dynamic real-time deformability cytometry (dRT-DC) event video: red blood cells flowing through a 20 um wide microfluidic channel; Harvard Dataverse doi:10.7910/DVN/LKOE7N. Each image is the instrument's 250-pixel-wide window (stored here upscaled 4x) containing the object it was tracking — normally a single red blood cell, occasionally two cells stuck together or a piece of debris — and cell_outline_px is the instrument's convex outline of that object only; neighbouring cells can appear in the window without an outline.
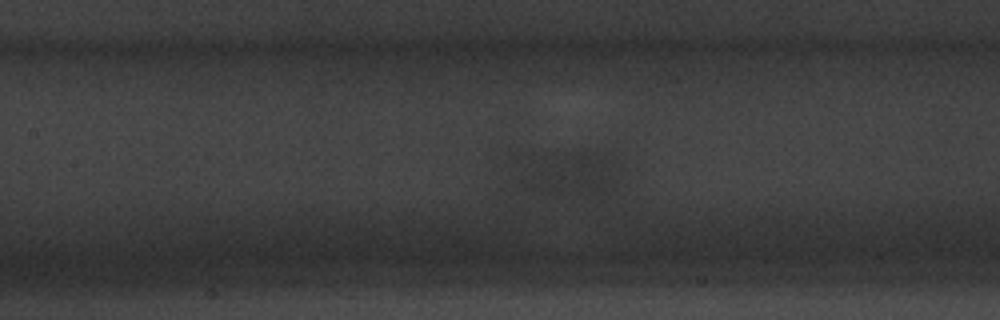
{"species": "common noctule bat (a hibernating species)", "species_latin": "Nyctalus noctula", "temperature_condition": "warm", "stored_images_in_passage": 23, "camera_frame_rate_fps": 3000, "um_per_image_px": 0.085, "animal": {"sex": "male", "body_mass_g": 20.1, "forearm_length_mm": 53.5}, "frame": {"image": 1, "passage_image": 7, "time_ms": 2.0, "image_size_px": [1000, 320], "cell_outline_px": [[624, 168], [612, 192], [592, 196], [552, 196], [536, 192], [512, 184], [508, 156], [516, 152], [584, 148], [612, 152], [616, 156]], "centroid_in_image_um": [48.11, 14.59], "position_along_channel_um": 159.3, "area_um2": 33.47}}
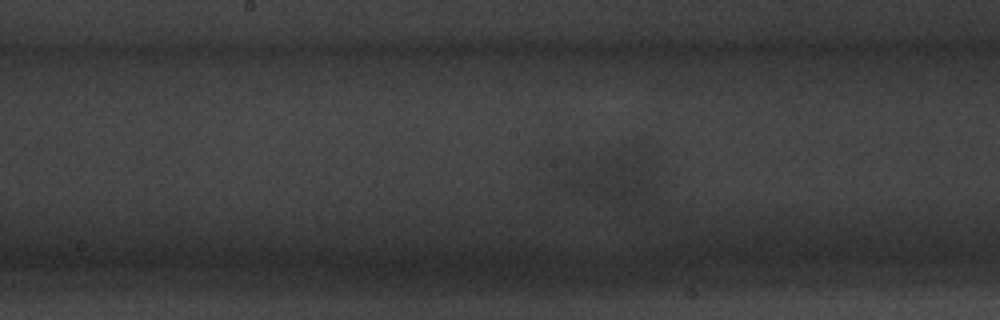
{"frame": {"image": 2, "passage_image": 10, "time_ms": 3.0, "image_size_px": [1000, 320], "cell_outline_px": [[660, 184], [628, 200], [616, 200], [572, 196], [548, 184], [576, 160], [624, 144], [640, 148]], "centroid_in_image_um": [51.71, 14.89], "position_along_channel_um": 196.5, "area_um2": 29.25}}
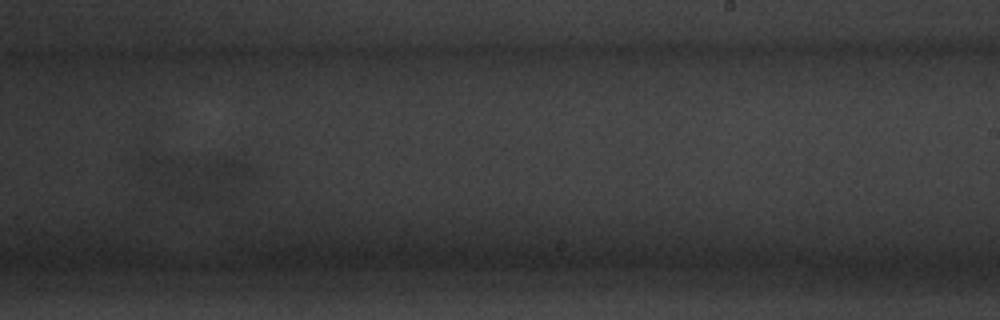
{"frame": {"image": 3, "passage_image": 16, "time_ms": 5.0, "image_size_px": [1000, 320], "cell_outline_px": [[260, 176], [236, 196], [228, 200], [180, 200], [168, 196], [156, 188], [144, 176], [144, 160], [148, 156], [244, 156], [256, 168]], "centroid_in_image_um": [17.02, 14.98], "position_along_channel_um": 272.0, "area_um2": 30.87}}